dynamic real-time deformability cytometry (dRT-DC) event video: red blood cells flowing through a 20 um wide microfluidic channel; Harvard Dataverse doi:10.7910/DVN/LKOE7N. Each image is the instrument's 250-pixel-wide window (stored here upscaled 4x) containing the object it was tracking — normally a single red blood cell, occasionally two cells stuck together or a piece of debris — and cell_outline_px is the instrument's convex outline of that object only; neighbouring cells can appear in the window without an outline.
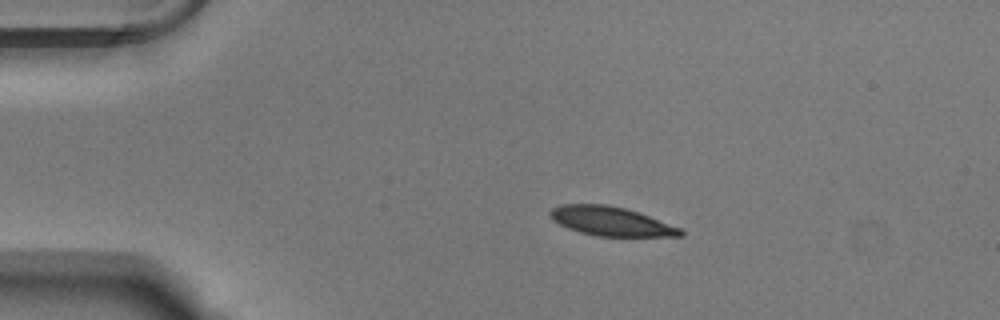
{"species": "Egyptian fruit bat (a non-hibernating species)", "species_latin": "Rousettus aegyptiacus", "temperature_condition": "warm", "stored_images_in_passage": 44, "camera_frame_rate_fps": 3000, "um_per_image_px": 0.085, "animal": {"sex": "male"}, "frame": {"image": 1, "passage_image": 1, "time_ms": 0.0, "image_size_px": [1000, 320], "cell_outline_px": [[684, 236], [596, 236], [580, 232], [568, 228], [552, 220], [548, 212], [552, 208], [560, 204], [608, 204], [640, 212], [680, 228], [684, 232]], "centroid_in_image_um": [51.92, 18.8], "position_along_channel_um": 33.1, "area_um2": 22.14}}
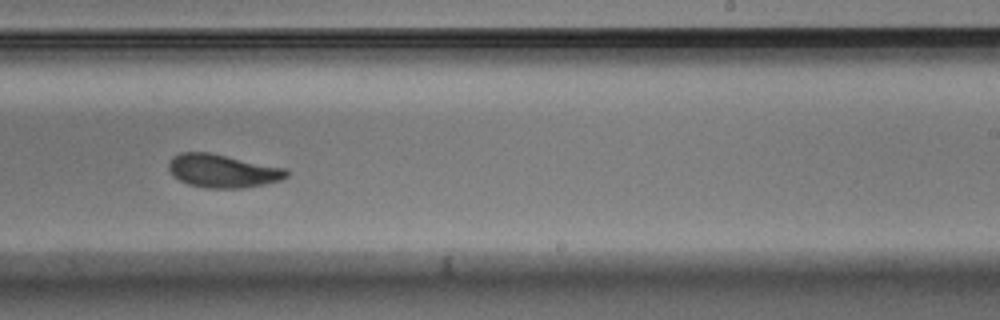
{"frame": {"image": 2, "passage_image": 24, "time_ms": 7.667, "image_size_px": [1000, 320], "cell_outline_px": [[288, 176], [280, 180], [264, 184], [244, 188], [208, 188], [188, 184], [172, 176], [168, 168], [168, 160], [172, 156], [180, 152], [208, 152], [288, 168]], "centroid_in_image_um": [18.91, 14.52], "position_along_channel_um": 270.1, "area_um2": 23.06}}
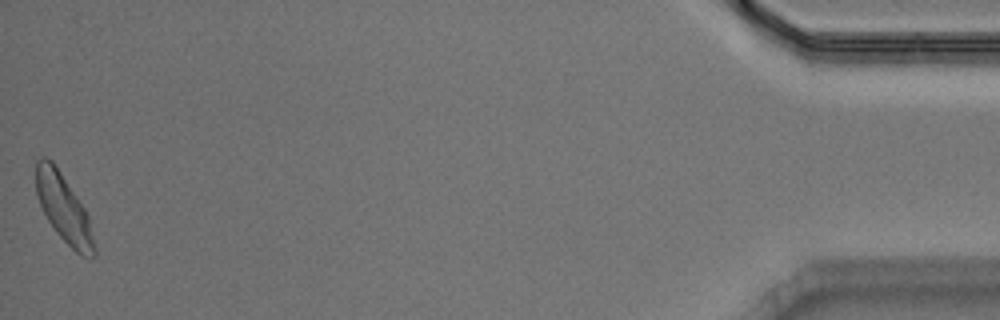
{"frame": {"image": 3, "passage_image": 44, "time_ms": 14.333, "image_size_px": [1000, 320], "cell_outline_px": [[96, 256], [80, 256], [56, 232], [48, 220], [36, 196], [36, 160], [40, 156], [44, 156], [52, 160], [84, 208], [88, 216], [96, 248]], "centroid_in_image_um": [5.4, 17.7], "position_along_channel_um": 429.8, "area_um2": 22.72}, "authors_computed_cell_mechanics": {"area_um2": 23.0333, "velocity_mm_per_s": 3.755, "shape_relaxation_time_tau1_ms": 3.5781, "shape_relaxation_time_tau2_ms": 3.1409, "deformation_change_tau1": 0.1416, "deformation_change_tau2": 0.0702}}